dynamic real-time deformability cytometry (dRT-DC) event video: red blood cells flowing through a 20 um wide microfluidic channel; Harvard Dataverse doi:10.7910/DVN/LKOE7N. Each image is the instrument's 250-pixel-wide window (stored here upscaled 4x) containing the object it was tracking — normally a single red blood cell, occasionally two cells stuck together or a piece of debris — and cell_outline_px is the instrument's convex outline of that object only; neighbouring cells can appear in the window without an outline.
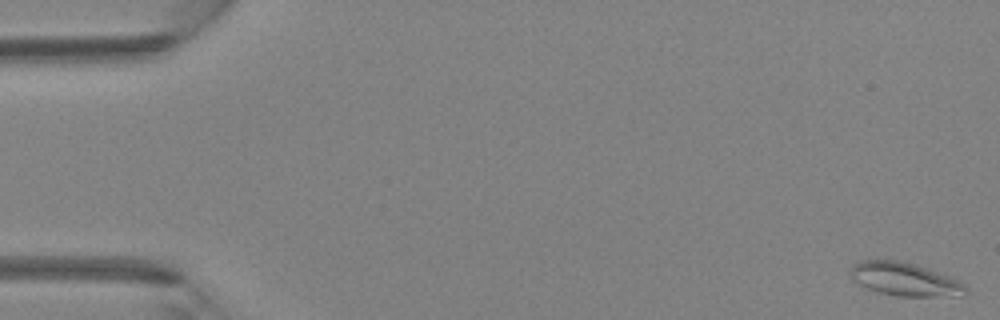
{"species": "Egyptian fruit bat (a non-hibernating species)", "species_latin": "Rousettus aegyptiacus", "temperature_condition": "room temperature", "stored_images_in_passage": 4, "camera_frame_rate_fps": 3000, "um_per_image_px": 0.085, "animal": {"sex": "female"}, "frame": {"image": 1, "passage_image": 1, "time_ms": 0.0, "image_size_px": [1000, 320], "cell_outline_px": [[968, 292], [964, 296], [896, 296], [880, 292], [856, 284], [852, 280], [852, 264], [860, 260], [900, 260], [916, 264], [928, 268], [960, 280], [968, 288]], "centroid_in_image_um": [76.95, 23.73], "position_along_channel_um": 8.1, "area_um2": 22.6}}